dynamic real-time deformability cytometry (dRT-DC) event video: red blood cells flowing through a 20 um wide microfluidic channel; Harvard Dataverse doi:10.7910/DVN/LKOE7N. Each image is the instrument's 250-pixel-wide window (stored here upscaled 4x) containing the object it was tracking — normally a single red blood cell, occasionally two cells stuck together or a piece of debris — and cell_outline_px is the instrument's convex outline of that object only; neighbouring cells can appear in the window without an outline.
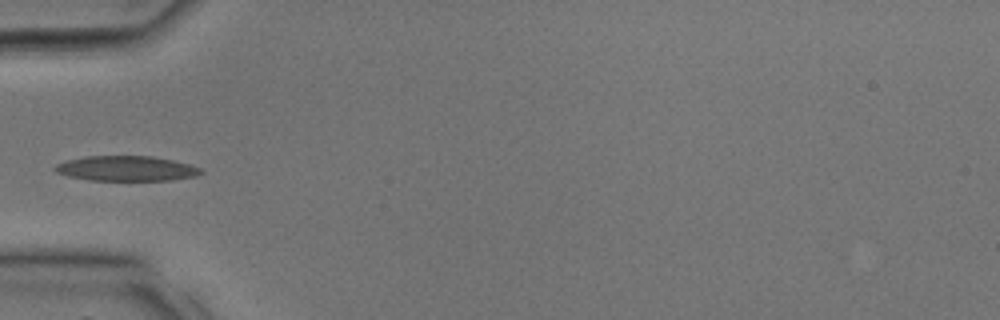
{"species": "common noctule bat (a hibernating species)", "species_latin": "Nyctalus noctula", "temperature_condition": "room temperature", "stored_images_in_passage": 6, "camera_frame_rate_fps": 3000, "um_per_image_px": 0.085, "animal": {"sex": "male", "body_mass_g": 17.9, "forearm_length_mm": 54.2}, "frame": {"image": 1, "passage_image": 1, "time_ms": 0.0, "image_size_px": [1000, 320], "cell_outline_px": [[204, 172], [196, 176], [172, 180], [88, 180], [68, 176], [56, 172], [52, 168], [56, 164], [68, 160], [88, 156], [152, 156], [172, 160], [188, 164], [200, 168]], "centroid_in_image_um": [10.73, 14.32], "position_along_channel_um": 74.3, "area_um2": 21.21}}
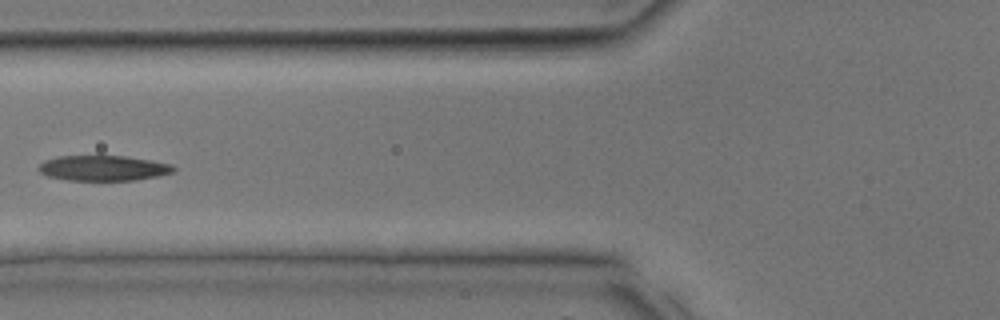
{"frame": {"image": 2, "passage_image": 3, "time_ms": 0.667, "image_size_px": [1000, 320], "cell_outline_px": [[176, 168], [172, 172], [160, 176], [136, 180], [68, 180], [48, 176], [40, 172], [36, 168], [44, 160], [56, 156], [124, 156], [152, 160], [172, 164]], "centroid_in_image_um": [8.78, 14.28], "position_along_channel_um": 117.0, "area_um2": 20.0}}
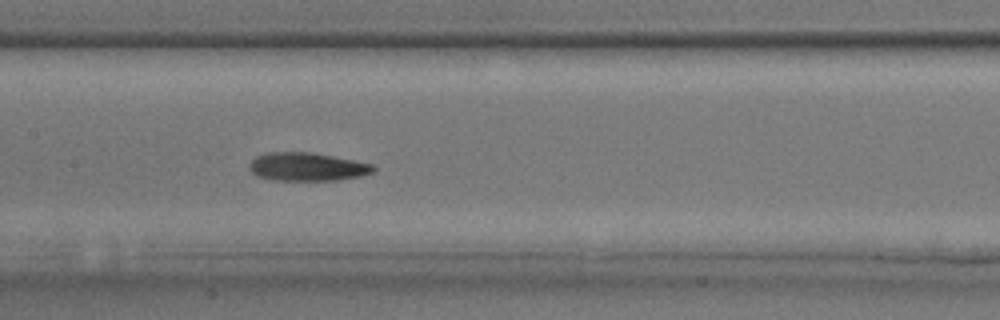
{"frame": {"image": 3, "passage_image": 6, "time_ms": 1.667, "image_size_px": [1000, 320], "cell_outline_px": [[376, 168], [372, 172], [360, 176], [336, 180], [272, 180], [256, 176], [248, 168], [248, 164], [256, 156], [268, 152], [312, 152], [372, 164]], "centroid_in_image_um": [26.05, 14.17], "position_along_channel_um": 181.3, "area_um2": 20.4}}